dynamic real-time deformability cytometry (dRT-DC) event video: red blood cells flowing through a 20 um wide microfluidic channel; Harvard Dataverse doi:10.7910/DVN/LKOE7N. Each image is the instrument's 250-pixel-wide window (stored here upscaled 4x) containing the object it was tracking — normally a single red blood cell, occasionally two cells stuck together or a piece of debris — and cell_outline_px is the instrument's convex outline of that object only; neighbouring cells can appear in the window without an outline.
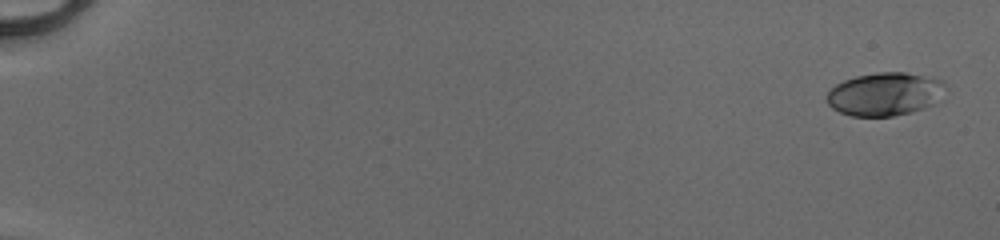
{"species": "human", "species_latin": "Homo sapiens", "temperature_condition": "cold", "stored_images_in_passage": 51, "camera_frame_rate_fps": 3000, "um_per_image_px": 0.085, "donor": {"sex": "male"}, "frame": {"image": 1, "passage_image": 1, "time_ms": 0.0, "image_size_px": [1000, 240], "cell_outline_px": [[948, 88], [944, 100], [936, 104], [908, 112], [892, 116], [852, 116], [840, 112], [832, 108], [828, 104], [828, 92], [836, 84], [844, 80], [856, 76], [876, 72], [904, 72], [944, 80]], "centroid_in_image_um": [75.31, 7.99], "position_along_channel_um": 9.7, "area_um2": 30.23}}
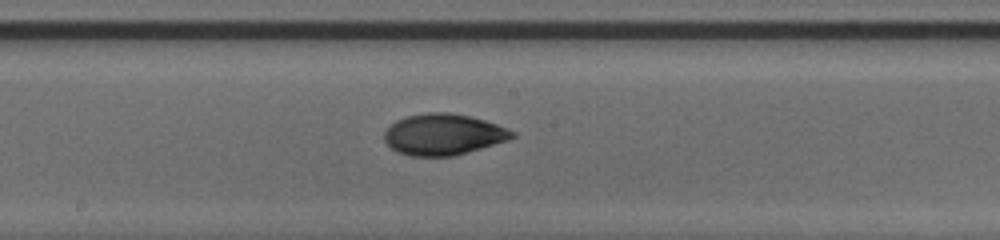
{"frame": {"image": 2, "passage_image": 30, "time_ms": 9.667, "image_size_px": [1000, 240], "cell_outline_px": [[516, 136], [508, 140], [452, 156], [412, 156], [396, 152], [384, 140], [384, 132], [396, 120], [408, 116], [428, 112], [448, 112], [468, 116], [484, 120], [508, 128], [516, 132]], "centroid_in_image_um": [37.68, 11.42], "position_along_channel_um": 210.5, "area_um2": 30.46}}
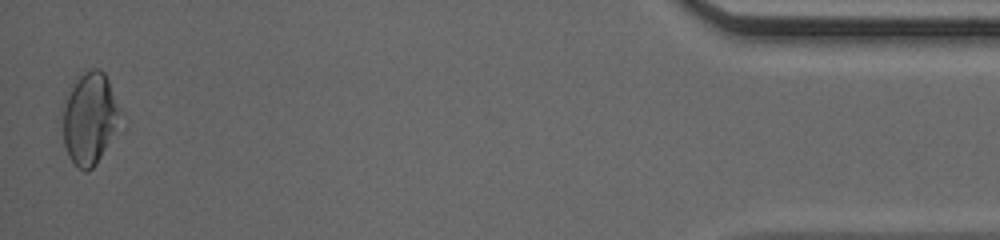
{"frame": {"image": 3, "passage_image": 51, "time_ms": 16.667, "image_size_px": [1000, 240], "cell_outline_px": [[120, 108], [116, 128], [96, 164], [88, 172], [84, 172], [76, 168], [68, 156], [64, 144], [60, 112], [76, 80], [84, 72], [92, 68], [100, 68], [104, 72], [108, 80]], "centroid_in_image_um": [7.57, 10.09], "position_along_channel_um": 427.6, "area_um2": 30.58}, "authors_computed_cell_mechanics": {"area_um2": 29.4202, "velocity_mm_per_s": 4.1352, "shape_relaxation_time_tau1_ms": 3.6079, "shape_relaxation_time_tau2_ms": 2.6442, "deformation_change_tau1": 0.1363, "deformation_change_tau2": 0.0627}}